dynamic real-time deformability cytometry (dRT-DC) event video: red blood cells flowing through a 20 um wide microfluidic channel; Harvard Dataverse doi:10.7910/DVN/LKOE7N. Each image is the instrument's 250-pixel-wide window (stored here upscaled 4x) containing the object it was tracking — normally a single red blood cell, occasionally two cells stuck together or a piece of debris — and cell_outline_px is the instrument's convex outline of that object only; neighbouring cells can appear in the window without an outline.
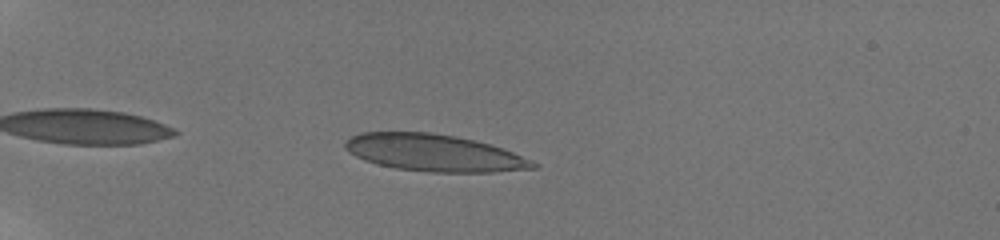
{"species": "human", "species_latin": "Homo sapiens", "temperature_condition": "room temperature", "stored_images_in_passage": 35, "camera_frame_rate_fps": 3000, "um_per_image_px": 0.085, "donor": {"sex": "male"}, "frame": {"image": 1, "passage_image": 1, "time_ms": 0.0, "image_size_px": [1000, 240], "cell_outline_px": [[540, 164], [536, 168], [492, 172], [428, 172], [396, 168], [376, 164], [364, 160], [348, 152], [344, 148], [344, 140], [352, 136], [364, 132], [432, 132], [456, 136], [488, 144], [512, 152], [532, 160]], "centroid_in_image_um": [36.86, 12.99], "position_along_channel_um": 48.1, "area_um2": 40.46}}
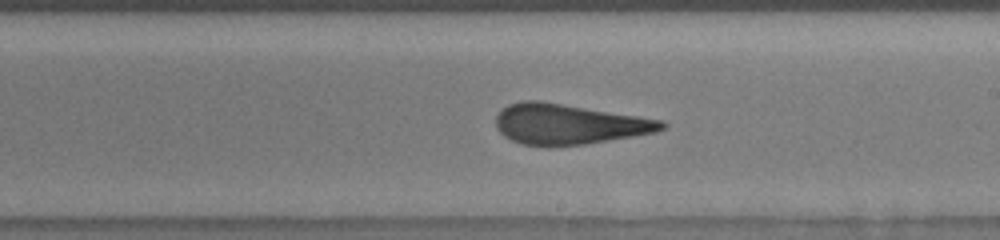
{"frame": {"image": 2, "passage_image": 20, "time_ms": 6.333, "image_size_px": [1000, 240], "cell_outline_px": [[668, 124], [664, 128], [656, 132], [584, 144], [548, 148], [520, 144], [504, 136], [496, 128], [496, 116], [508, 104], [524, 100], [540, 100], [660, 120]], "centroid_in_image_um": [48.27, 10.57], "position_along_channel_um": 240.7, "area_um2": 38.96}}
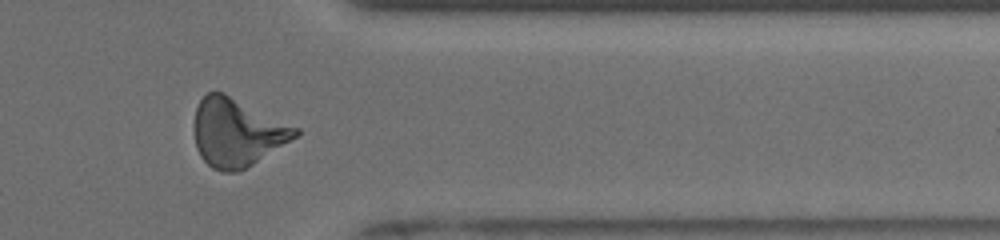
{"frame": {"image": 3, "passage_image": 32, "time_ms": 10.333, "image_size_px": [1000, 240], "cell_outline_px": [[300, 132], [296, 136], [252, 164], [236, 172], [224, 172], [212, 168], [200, 156], [196, 148], [196, 108], [200, 100], [208, 92], [224, 92], [300, 128]], "centroid_in_image_um": [20.15, 11.24], "position_along_channel_um": 391.3, "area_um2": 39.48}, "authors_computed_cell_mechanics": {"area_um2": 39.1884, "velocity_mm_per_s": 3.8587, "shape_relaxation_time_tau1_ms": 8.8626, "shape_relaxation_time_tau2_ms": 0.9535, "deformation_change_tau1": 0.2389, "deformation_change_tau2": 0.0762}}